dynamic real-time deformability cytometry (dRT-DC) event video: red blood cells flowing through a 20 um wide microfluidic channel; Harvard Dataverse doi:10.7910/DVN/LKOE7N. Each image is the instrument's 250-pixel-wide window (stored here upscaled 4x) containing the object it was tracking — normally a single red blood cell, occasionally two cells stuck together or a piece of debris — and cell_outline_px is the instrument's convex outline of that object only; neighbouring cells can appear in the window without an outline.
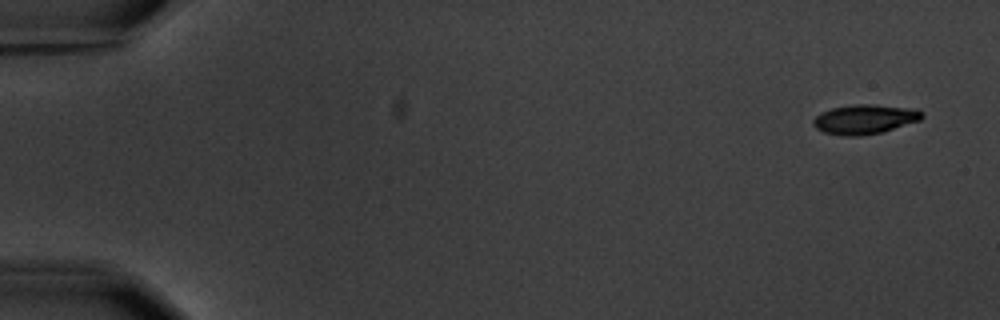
{"species": "common noctule bat (a hibernating species)", "species_latin": "Nyctalus noctula", "temperature_condition": "warm", "stored_images_in_passage": 9, "camera_frame_rate_fps": 3000, "um_per_image_px": 0.085, "animal": {"sex": "male", "body_mass_g": 20.1, "forearm_length_mm": 53.5}, "frame": {"image": 1, "passage_image": 1, "time_ms": 0.0, "image_size_px": [1000, 320], "cell_outline_px": [[924, 116], [920, 120], [880, 132], [860, 136], [840, 136], [824, 132], [816, 128], [812, 124], [812, 120], [820, 112], [832, 108], [852, 104], [872, 104], [916, 108]], "centroid_in_image_um": [73.46, 10.13], "position_along_channel_um": 11.5, "area_um2": 18.73}}
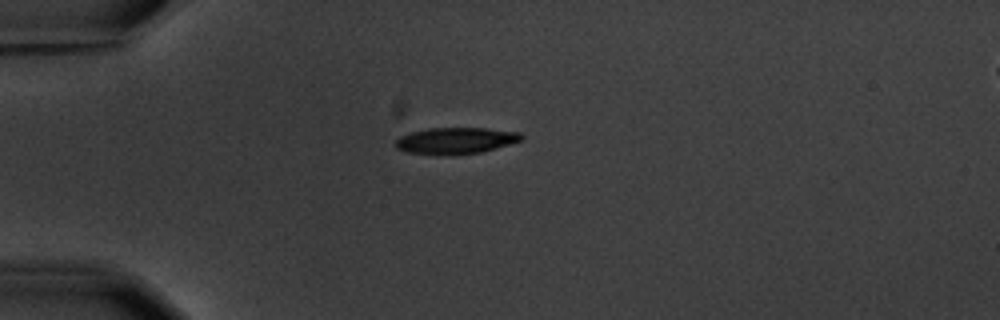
{"frame": {"image": 2, "passage_image": 4, "time_ms": 4.333, "image_size_px": [1000, 320], "cell_outline_px": [[524, 140], [496, 148], [480, 152], [408, 152], [396, 148], [396, 140], [400, 136], [412, 132], [428, 128], [488, 128], [520, 132], [524, 136]], "centroid_in_image_um": [38.83, 11.89], "position_along_channel_um": 46.2, "area_um2": 18.5}}
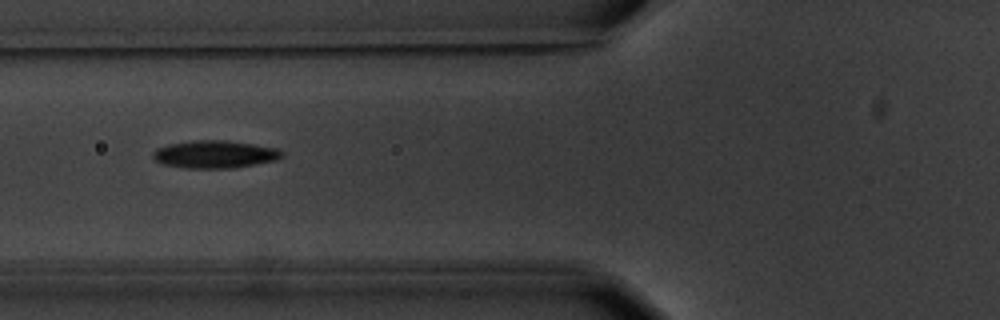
{"frame": {"image": 3, "passage_image": 6, "time_ms": 6.667, "image_size_px": [1000, 320], "cell_outline_px": [[284, 156], [276, 160], [236, 168], [184, 168], [164, 164], [156, 160], [152, 156], [152, 152], [156, 148], [168, 144], [192, 140], [228, 140], [276, 148], [284, 152]], "centroid_in_image_um": [18.26, 13.11], "position_along_channel_um": 107.5, "area_um2": 20.92}}